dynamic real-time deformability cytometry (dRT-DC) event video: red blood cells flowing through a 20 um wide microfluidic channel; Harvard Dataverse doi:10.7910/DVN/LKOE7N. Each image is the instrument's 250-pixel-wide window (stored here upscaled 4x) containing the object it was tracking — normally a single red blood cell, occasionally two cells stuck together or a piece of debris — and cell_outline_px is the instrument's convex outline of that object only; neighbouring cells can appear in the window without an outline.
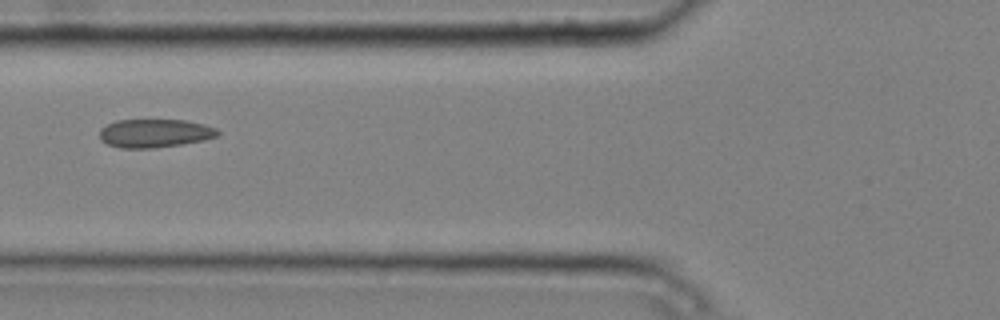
{"species": "common noctule bat (a hibernating species)", "species_latin": "Nyctalus noctula", "temperature_condition": "cold", "stored_images_in_passage": 2, "camera_frame_rate_fps": 3000, "um_per_image_px": 0.085, "animal": {"sex": "male", "body_mass_g": 20.4}, "frame": {"image": 1, "passage_image": 2, "time_ms": 0.333, "image_size_px": [1000, 320], "cell_outline_px": [[220, 132], [216, 136], [204, 140], [180, 144], [152, 148], [120, 148], [108, 144], [100, 140], [100, 128], [116, 120], [184, 120], [204, 124], [216, 128]], "centroid_in_image_um": [13.13, 11.32], "position_along_channel_um": 112.7, "area_um2": 19.48}}